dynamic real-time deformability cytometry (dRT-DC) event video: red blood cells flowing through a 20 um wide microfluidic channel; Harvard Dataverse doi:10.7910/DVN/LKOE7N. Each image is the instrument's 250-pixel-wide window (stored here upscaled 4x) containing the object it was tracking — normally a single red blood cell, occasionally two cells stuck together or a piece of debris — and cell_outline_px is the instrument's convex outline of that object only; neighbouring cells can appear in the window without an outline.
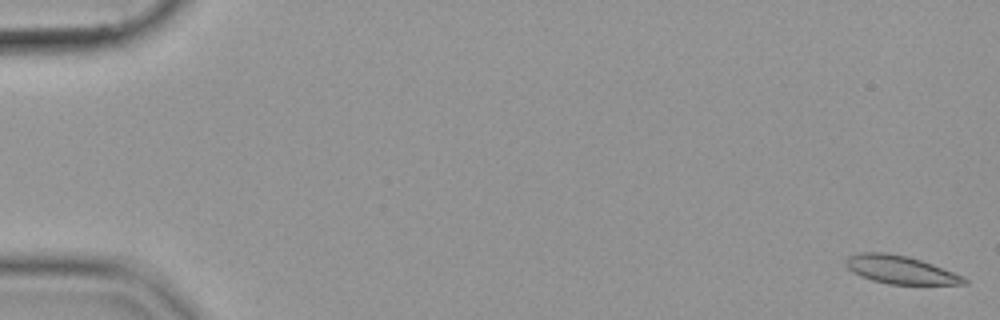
{"species": "common noctule bat (a hibernating species)", "species_latin": "Nyctalus noctula", "temperature_condition": "cold", "stored_images_in_passage": 55, "camera_frame_rate_fps": 3000, "um_per_image_px": 0.085, "animal": {"sex": "female", "body_mass_g": 19.9}, "frame": {"image": 1, "passage_image": 1, "time_ms": 0.0, "image_size_px": [1000, 320], "cell_outline_px": [[968, 284], [888, 284], [872, 280], [860, 276], [852, 272], [844, 264], [844, 260], [848, 256], [860, 252], [888, 252], [908, 256], [932, 264], [964, 276], [968, 280]], "centroid_in_image_um": [76.5, 22.92], "position_along_channel_um": 8.5, "area_um2": 19.48}}
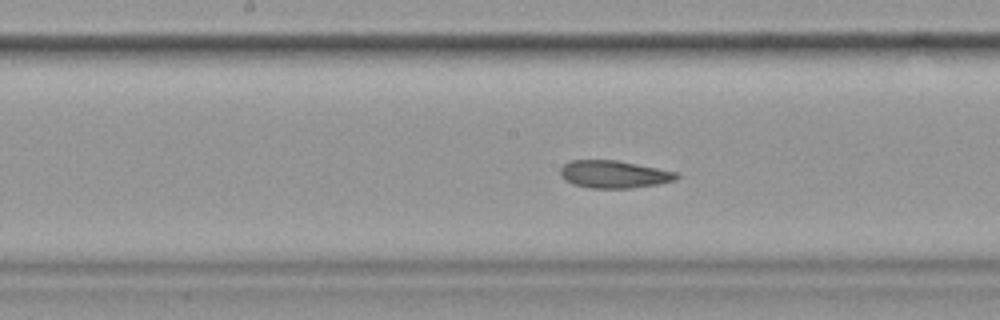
{"frame": {"image": 2, "passage_image": 29, "time_ms": 9.333, "image_size_px": [1000, 320], "cell_outline_px": [[680, 176], [676, 180], [660, 184], [632, 188], [588, 188], [572, 184], [564, 180], [560, 176], [560, 168], [564, 164], [572, 160], [616, 160], [680, 172]], "centroid_in_image_um": [52.21, 14.82], "position_along_channel_um": 196.0, "area_um2": 18.96}}
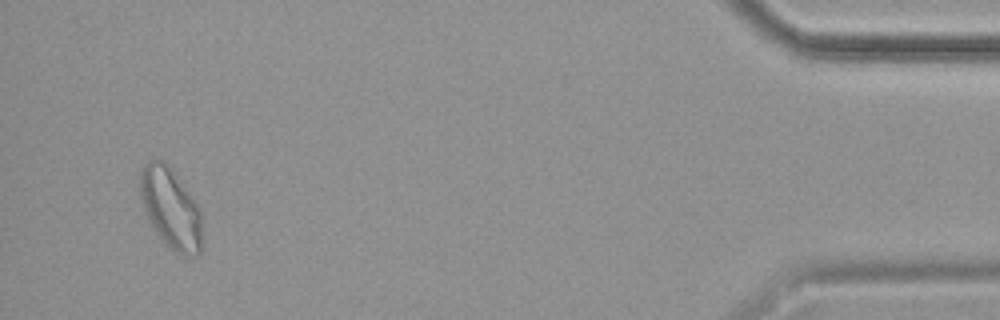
{"frame": {"image": 3, "passage_image": 53, "time_ms": 17.333, "image_size_px": [1000, 320], "cell_outline_px": [[200, 252], [196, 256], [184, 256], [176, 252], [156, 232], [148, 220], [140, 200], [140, 172], [144, 164], [148, 160], [164, 160], [168, 164], [200, 208]], "centroid_in_image_um": [14.48, 17.67], "position_along_channel_um": 420.7, "area_um2": 28.67}}